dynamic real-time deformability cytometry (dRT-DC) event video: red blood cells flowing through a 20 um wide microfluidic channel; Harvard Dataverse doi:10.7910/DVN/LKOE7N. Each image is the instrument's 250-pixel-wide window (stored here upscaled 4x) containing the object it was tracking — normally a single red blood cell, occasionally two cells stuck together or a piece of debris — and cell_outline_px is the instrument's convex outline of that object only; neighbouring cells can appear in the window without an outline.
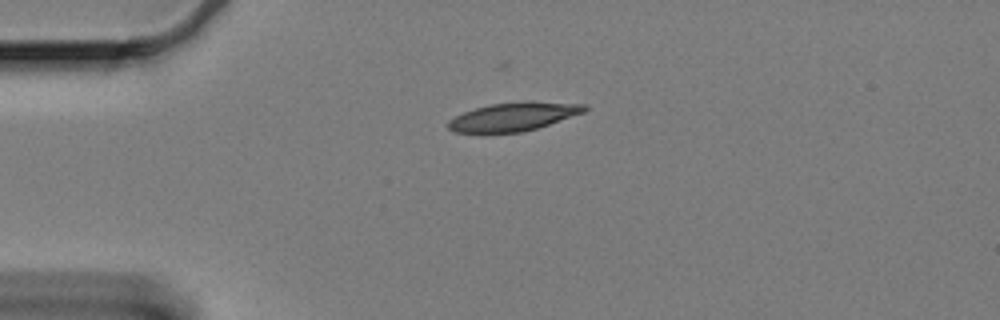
{"species": "Egyptian fruit bat (a non-hibernating species)", "species_latin": "Rousettus aegyptiacus", "temperature_condition": "cold", "stored_images_in_passage": 48, "camera_frame_rate_fps": 3000, "um_per_image_px": 0.085, "animal": {"sex": "female"}, "frame": {"image": 1, "passage_image": 1, "time_ms": 0.0, "image_size_px": [1000, 320], "cell_outline_px": [[592, 108], [584, 112], [524, 132], [484, 136], [452, 132], [448, 128], [448, 120], [464, 112], [476, 108], [492, 104], [524, 100], [532, 100], [588, 104]], "centroid_in_image_um": [43.62, 9.95], "position_along_channel_um": 41.4, "area_um2": 23.81}}
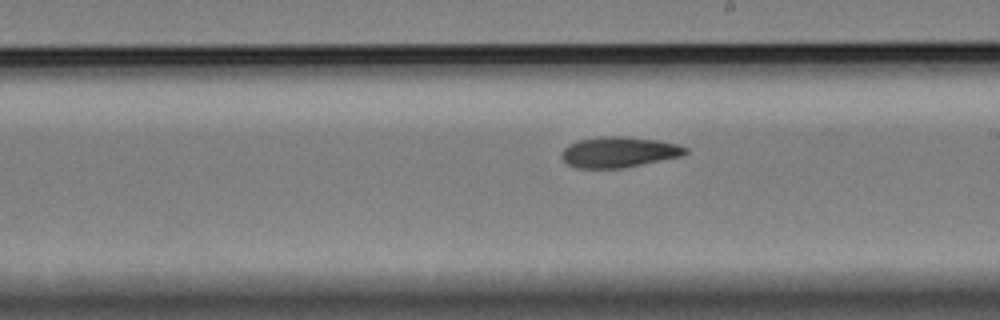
{"frame": {"image": 2, "passage_image": 21, "time_ms": 6.667, "image_size_px": [1000, 320], "cell_outline_px": [[688, 152], [680, 156], [624, 168], [576, 168], [568, 164], [560, 156], [564, 148], [568, 144], [576, 140], [600, 136], [624, 136], [656, 140], [676, 144], [688, 148]], "centroid_in_image_um": [52.56, 12.92], "position_along_channel_um": 236.4, "area_um2": 22.14}}
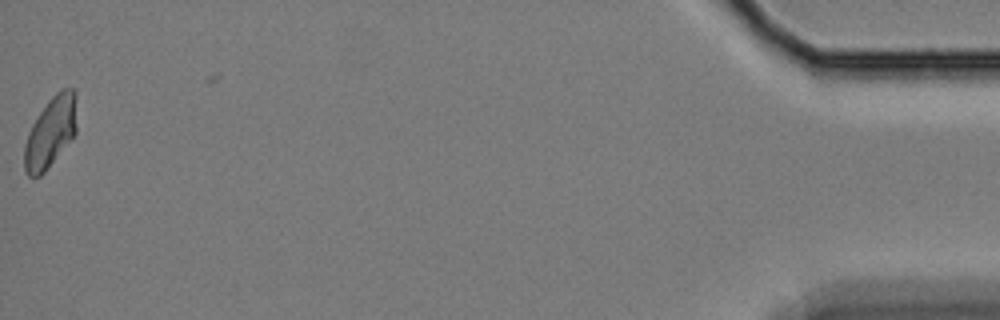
{"frame": {"image": 3, "passage_image": 47, "time_ms": 15.333, "image_size_px": [1000, 320], "cell_outline_px": [[76, 132], [44, 172], [40, 176], [28, 176], [24, 172], [24, 144], [28, 132], [32, 124], [48, 100], [60, 88], [72, 88], [76, 92]], "centroid_in_image_um": [4.28, 11.21], "position_along_channel_um": 430.9, "area_um2": 21.44}, "authors_computed_cell_mechanics": {"area_um2": 22.1374, "velocity_mm_per_s": 3.3043, "shape_relaxation_time_tau1_ms": 10.4473, "shape_relaxation_time_tau2_ms": 9.8597, "deformation_change_tau1": 0.1719, "deformation_change_tau2": 0.1339}}